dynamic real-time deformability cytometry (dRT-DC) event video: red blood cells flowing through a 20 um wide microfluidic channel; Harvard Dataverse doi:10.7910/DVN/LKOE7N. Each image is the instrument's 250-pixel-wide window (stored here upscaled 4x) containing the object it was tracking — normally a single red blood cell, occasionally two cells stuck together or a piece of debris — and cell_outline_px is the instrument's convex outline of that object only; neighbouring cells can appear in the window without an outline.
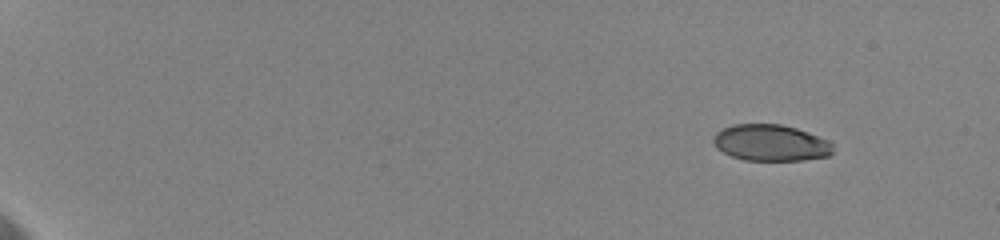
{"species": "human", "species_latin": "Homo sapiens", "temperature_condition": "cold", "stored_images_in_passage": 9, "camera_frame_rate_fps": 3000, "um_per_image_px": 0.085, "donor": {"sex": "female"}, "frame": {"image": 1, "passage_image": 1, "time_ms": 0.0, "image_size_px": [1000, 240], "cell_outline_px": [[832, 152], [828, 156], [804, 160], [744, 160], [732, 156], [716, 148], [712, 140], [712, 136], [716, 132], [732, 124], [780, 124], [796, 128], [808, 132], [828, 140], [832, 144]], "centroid_in_image_um": [65.49, 12.13], "position_along_channel_um": 19.5, "area_um2": 25.37}}
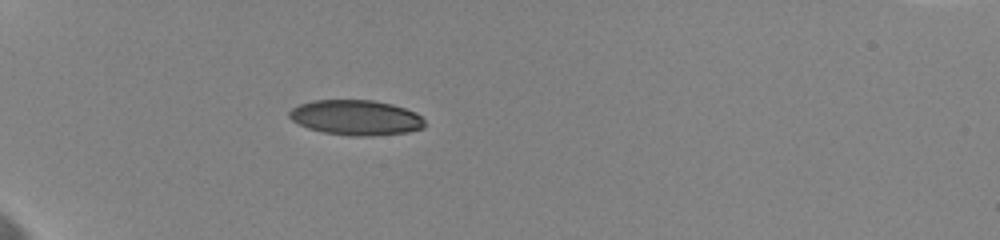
{"frame": {"image": 2, "passage_image": 6, "time_ms": 4.667, "image_size_px": [1000, 240], "cell_outline_px": [[424, 128], [408, 132], [372, 136], [348, 136], [324, 132], [308, 128], [292, 120], [288, 116], [288, 112], [292, 108], [300, 104], [312, 100], [372, 100], [392, 104], [416, 112], [424, 120]], "centroid_in_image_um": [30.26, 10.0], "position_along_channel_um": 54.7, "area_um2": 27.8}}